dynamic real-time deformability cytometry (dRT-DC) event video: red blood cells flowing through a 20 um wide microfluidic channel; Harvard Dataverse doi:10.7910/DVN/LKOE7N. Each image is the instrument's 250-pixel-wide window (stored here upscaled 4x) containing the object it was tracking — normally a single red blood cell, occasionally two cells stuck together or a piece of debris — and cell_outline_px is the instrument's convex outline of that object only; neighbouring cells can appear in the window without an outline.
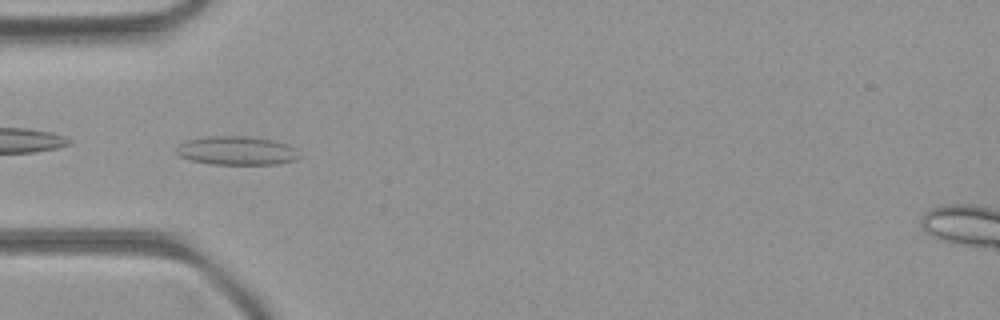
{"species": "common noctule bat (a hibernating species)", "species_latin": "Nyctalus noctula", "temperature_condition": "room temperature", "stored_images_in_passage": 50, "camera_frame_rate_fps": 3000, "um_per_image_px": 0.085, "animal": {"sex": "female", "body_mass_g": 21.9}, "frame": {"image": 1, "passage_image": 15, "time_ms": 4.667, "image_size_px": [1000, 320], "cell_outline_px": [[304, 156], [296, 160], [276, 164], [212, 164], [192, 160], [180, 156], [176, 152], [176, 148], [180, 144], [188, 140], [204, 136], [244, 136], [272, 140], [288, 144]], "centroid_in_image_um": [20.16, 12.8], "position_along_channel_um": 64.8, "area_um2": 20.58}}
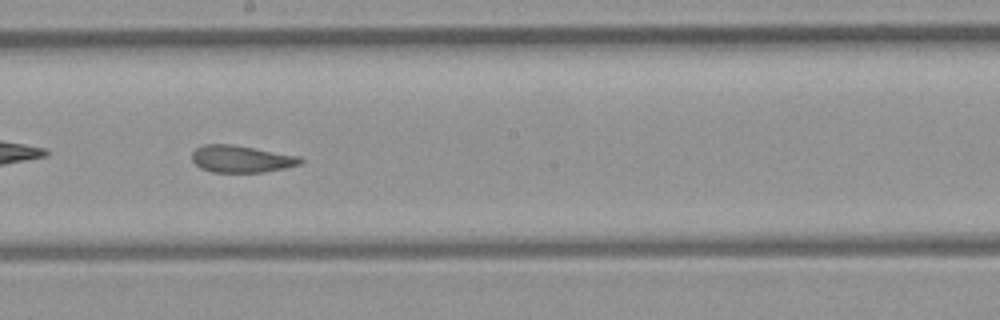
{"frame": {"image": 2, "passage_image": 27, "time_ms": 8.667, "image_size_px": [1000, 320], "cell_outline_px": [[304, 160], [300, 164], [284, 168], [264, 172], [212, 172], [200, 168], [192, 160], [192, 152], [196, 148], [204, 144], [232, 144], [300, 156]], "centroid_in_image_um": [20.5, 13.51], "position_along_channel_um": 227.7, "area_um2": 17.11}}
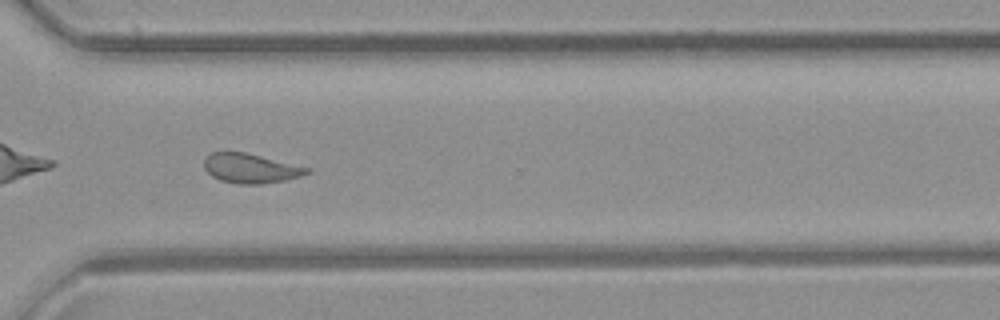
{"frame": {"image": 3, "passage_image": 36, "time_ms": 11.667, "image_size_px": [1000, 320], "cell_outline_px": [[308, 172], [300, 176], [284, 180], [260, 184], [236, 184], [220, 180], [212, 176], [204, 168], [204, 160], [212, 152], [244, 152], [308, 168]], "centroid_in_image_um": [21.23, 14.32], "position_along_channel_um": 349.4, "area_um2": 17.22}, "authors_computed_cell_mechanics": {"area_um2": 19.1029, "velocity_mm_per_s": 4.0703, "shape_relaxation_time_tau1_ms": null, "shape_relaxation_time_tau2_ms": 2.2234, "deformation_change_tau1": null, "deformation_change_tau2": 0.0718}}